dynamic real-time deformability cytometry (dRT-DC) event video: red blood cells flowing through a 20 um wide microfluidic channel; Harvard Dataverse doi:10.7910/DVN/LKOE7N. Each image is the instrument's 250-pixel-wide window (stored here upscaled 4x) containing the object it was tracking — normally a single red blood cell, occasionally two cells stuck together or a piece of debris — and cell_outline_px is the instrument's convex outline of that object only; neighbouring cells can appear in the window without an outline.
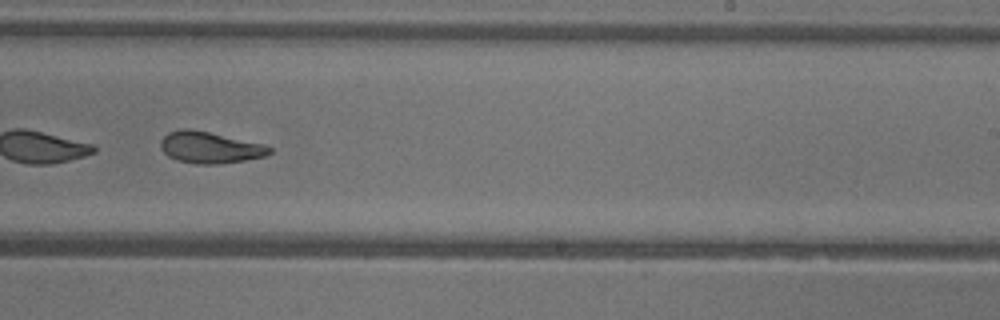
{"species": "common noctule bat (a hibernating species)", "species_latin": "Nyctalus noctula", "temperature_condition": "warm", "stored_images_in_passage": 31, "camera_frame_rate_fps": 3000, "um_per_image_px": 0.085, "animal": {"sex": "female"}, "frame": {"image": 1, "passage_image": 18, "time_ms": 5.667, "image_size_px": [1000, 320], "cell_outline_px": [[272, 152], [268, 156], [244, 160], [216, 164], [196, 164], [176, 160], [168, 156], [160, 148], [160, 140], [168, 132], [184, 128], [192, 128], [264, 144], [272, 148]], "centroid_in_image_um": [17.83, 12.53], "position_along_channel_um": 271.2, "area_um2": 20.17}, "authors_computed_cell_mechanics": {"area_um2": 20.1144, "velocity_mm_per_s": 3.8979, "shape_relaxation_time_tau1_ms": 9.1143, "shape_relaxation_time_tau2_ms": 2.5854, "deformation_change_tau1": 0.2416, "deformation_change_tau2": 0.0977}}